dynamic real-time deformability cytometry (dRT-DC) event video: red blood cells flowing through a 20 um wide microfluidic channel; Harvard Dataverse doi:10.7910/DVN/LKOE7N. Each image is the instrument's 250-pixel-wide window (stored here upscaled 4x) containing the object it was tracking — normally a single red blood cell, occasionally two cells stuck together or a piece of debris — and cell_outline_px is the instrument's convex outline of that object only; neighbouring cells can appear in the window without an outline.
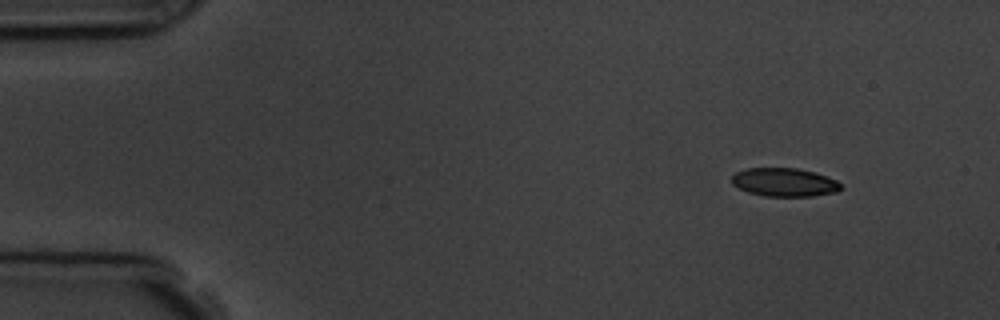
{"species": "common noctule bat (a hibernating species)", "species_latin": "Nyctalus noctula", "temperature_condition": "room temperature", "stored_images_in_passage": 3, "camera_frame_rate_fps": 3000, "um_per_image_px": 0.085, "animal": {"sex": "male", "body_mass_g": 19.5, "forearm_length_mm": 54.6}, "frame": {"image": 1, "passage_image": 1, "time_ms": 0.0, "image_size_px": [1000, 320], "cell_outline_px": [[840, 188], [836, 192], [812, 196], [764, 196], [748, 192], [732, 184], [732, 176], [736, 172], [744, 168], [796, 168], [816, 172], [836, 180], [840, 184]], "centroid_in_image_um": [66.65, 15.48], "position_along_channel_um": 18.3, "area_um2": 18.03}}